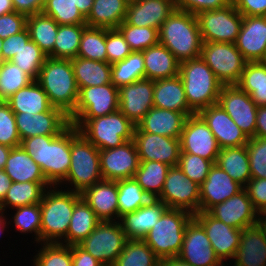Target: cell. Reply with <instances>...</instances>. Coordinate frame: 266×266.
Listing matches in <instances>:
<instances>
[{"mask_svg": "<svg viewBox=\"0 0 266 266\" xmlns=\"http://www.w3.org/2000/svg\"><path fill=\"white\" fill-rule=\"evenodd\" d=\"M21 146L52 186H58L67 177L71 163V124L60 135L25 138Z\"/></svg>", "mask_w": 266, "mask_h": 266, "instance_id": "6da1fadb", "label": "cell"}, {"mask_svg": "<svg viewBox=\"0 0 266 266\" xmlns=\"http://www.w3.org/2000/svg\"><path fill=\"white\" fill-rule=\"evenodd\" d=\"M159 43L179 62L200 57L203 41L196 15L175 9L159 29Z\"/></svg>", "mask_w": 266, "mask_h": 266, "instance_id": "7a4b0ae2", "label": "cell"}, {"mask_svg": "<svg viewBox=\"0 0 266 266\" xmlns=\"http://www.w3.org/2000/svg\"><path fill=\"white\" fill-rule=\"evenodd\" d=\"M51 186L45 191L41 207L40 243H60L67 236L75 203L81 194Z\"/></svg>", "mask_w": 266, "mask_h": 266, "instance_id": "3957f363", "label": "cell"}, {"mask_svg": "<svg viewBox=\"0 0 266 266\" xmlns=\"http://www.w3.org/2000/svg\"><path fill=\"white\" fill-rule=\"evenodd\" d=\"M36 81L53 107L62 109L68 116L75 110L79 88L71 60L47 57Z\"/></svg>", "mask_w": 266, "mask_h": 266, "instance_id": "277c9868", "label": "cell"}, {"mask_svg": "<svg viewBox=\"0 0 266 266\" xmlns=\"http://www.w3.org/2000/svg\"><path fill=\"white\" fill-rule=\"evenodd\" d=\"M70 158L71 163L67 177L58 185L59 187L63 184L64 188L68 184L71 187H68L67 190L82 193L85 189L103 180L100 170L99 149L72 124Z\"/></svg>", "mask_w": 266, "mask_h": 266, "instance_id": "5b68a950", "label": "cell"}, {"mask_svg": "<svg viewBox=\"0 0 266 266\" xmlns=\"http://www.w3.org/2000/svg\"><path fill=\"white\" fill-rule=\"evenodd\" d=\"M69 120L99 150L115 148L133 140L136 127L120 110L96 118Z\"/></svg>", "mask_w": 266, "mask_h": 266, "instance_id": "8992f818", "label": "cell"}, {"mask_svg": "<svg viewBox=\"0 0 266 266\" xmlns=\"http://www.w3.org/2000/svg\"><path fill=\"white\" fill-rule=\"evenodd\" d=\"M179 76L187 104L195 113L218 102L223 84L201 57L180 62Z\"/></svg>", "mask_w": 266, "mask_h": 266, "instance_id": "52a82bcc", "label": "cell"}, {"mask_svg": "<svg viewBox=\"0 0 266 266\" xmlns=\"http://www.w3.org/2000/svg\"><path fill=\"white\" fill-rule=\"evenodd\" d=\"M192 218L189 211L168 208L143 240L160 260L176 257L182 248L186 225Z\"/></svg>", "mask_w": 266, "mask_h": 266, "instance_id": "ba28073f", "label": "cell"}, {"mask_svg": "<svg viewBox=\"0 0 266 266\" xmlns=\"http://www.w3.org/2000/svg\"><path fill=\"white\" fill-rule=\"evenodd\" d=\"M200 57L223 85H236L247 61L233 43L203 42Z\"/></svg>", "mask_w": 266, "mask_h": 266, "instance_id": "9c48e42d", "label": "cell"}, {"mask_svg": "<svg viewBox=\"0 0 266 266\" xmlns=\"http://www.w3.org/2000/svg\"><path fill=\"white\" fill-rule=\"evenodd\" d=\"M203 42L235 44L243 21V15L234 4L196 14Z\"/></svg>", "mask_w": 266, "mask_h": 266, "instance_id": "30bf717a", "label": "cell"}, {"mask_svg": "<svg viewBox=\"0 0 266 266\" xmlns=\"http://www.w3.org/2000/svg\"><path fill=\"white\" fill-rule=\"evenodd\" d=\"M126 241L119 220L100 221L89 236L78 245L104 266H112Z\"/></svg>", "mask_w": 266, "mask_h": 266, "instance_id": "8fae6325", "label": "cell"}, {"mask_svg": "<svg viewBox=\"0 0 266 266\" xmlns=\"http://www.w3.org/2000/svg\"><path fill=\"white\" fill-rule=\"evenodd\" d=\"M199 185L188 178L179 166H171L168 170L162 191L157 198L168 208L183 209L193 215L199 212Z\"/></svg>", "mask_w": 266, "mask_h": 266, "instance_id": "7c38bea8", "label": "cell"}, {"mask_svg": "<svg viewBox=\"0 0 266 266\" xmlns=\"http://www.w3.org/2000/svg\"><path fill=\"white\" fill-rule=\"evenodd\" d=\"M119 110L118 88L112 83L79 88L75 110L69 118H96Z\"/></svg>", "mask_w": 266, "mask_h": 266, "instance_id": "4fadbf2b", "label": "cell"}, {"mask_svg": "<svg viewBox=\"0 0 266 266\" xmlns=\"http://www.w3.org/2000/svg\"><path fill=\"white\" fill-rule=\"evenodd\" d=\"M248 138L255 137L258 106L237 85H223L217 102Z\"/></svg>", "mask_w": 266, "mask_h": 266, "instance_id": "5bb4252c", "label": "cell"}, {"mask_svg": "<svg viewBox=\"0 0 266 266\" xmlns=\"http://www.w3.org/2000/svg\"><path fill=\"white\" fill-rule=\"evenodd\" d=\"M179 139L181 152L195 154L216 164L220 148L198 113L187 116Z\"/></svg>", "mask_w": 266, "mask_h": 266, "instance_id": "9a60e30c", "label": "cell"}, {"mask_svg": "<svg viewBox=\"0 0 266 266\" xmlns=\"http://www.w3.org/2000/svg\"><path fill=\"white\" fill-rule=\"evenodd\" d=\"M100 170L104 180L118 181L134 178L139 167V156L134 140L121 146L99 150Z\"/></svg>", "mask_w": 266, "mask_h": 266, "instance_id": "2e32d148", "label": "cell"}, {"mask_svg": "<svg viewBox=\"0 0 266 266\" xmlns=\"http://www.w3.org/2000/svg\"><path fill=\"white\" fill-rule=\"evenodd\" d=\"M193 218L205 230L219 260L223 264L229 259L232 261L240 244L241 230L216 219L209 212L195 213Z\"/></svg>", "mask_w": 266, "mask_h": 266, "instance_id": "e0dca14e", "label": "cell"}, {"mask_svg": "<svg viewBox=\"0 0 266 266\" xmlns=\"http://www.w3.org/2000/svg\"><path fill=\"white\" fill-rule=\"evenodd\" d=\"M21 141L40 135H60L71 123L69 116L60 108L51 107L38 114L14 113Z\"/></svg>", "mask_w": 266, "mask_h": 266, "instance_id": "ac0fdd59", "label": "cell"}, {"mask_svg": "<svg viewBox=\"0 0 266 266\" xmlns=\"http://www.w3.org/2000/svg\"><path fill=\"white\" fill-rule=\"evenodd\" d=\"M178 257L192 266H228L216 256L203 227L192 218L186 225Z\"/></svg>", "mask_w": 266, "mask_h": 266, "instance_id": "d6986e66", "label": "cell"}, {"mask_svg": "<svg viewBox=\"0 0 266 266\" xmlns=\"http://www.w3.org/2000/svg\"><path fill=\"white\" fill-rule=\"evenodd\" d=\"M139 161H159L177 166L181 154L179 138H170L149 132H134Z\"/></svg>", "mask_w": 266, "mask_h": 266, "instance_id": "ffe728a7", "label": "cell"}, {"mask_svg": "<svg viewBox=\"0 0 266 266\" xmlns=\"http://www.w3.org/2000/svg\"><path fill=\"white\" fill-rule=\"evenodd\" d=\"M154 81L143 78L118 88L119 110L137 125L153 107Z\"/></svg>", "mask_w": 266, "mask_h": 266, "instance_id": "44dd1931", "label": "cell"}, {"mask_svg": "<svg viewBox=\"0 0 266 266\" xmlns=\"http://www.w3.org/2000/svg\"><path fill=\"white\" fill-rule=\"evenodd\" d=\"M208 212L216 219L240 230L256 225L261 219L244 188L226 201L216 204Z\"/></svg>", "mask_w": 266, "mask_h": 266, "instance_id": "7402d4cb", "label": "cell"}, {"mask_svg": "<svg viewBox=\"0 0 266 266\" xmlns=\"http://www.w3.org/2000/svg\"><path fill=\"white\" fill-rule=\"evenodd\" d=\"M198 114L207 123L220 149L247 144L249 138L218 103L201 109Z\"/></svg>", "mask_w": 266, "mask_h": 266, "instance_id": "603a6c76", "label": "cell"}, {"mask_svg": "<svg viewBox=\"0 0 266 266\" xmlns=\"http://www.w3.org/2000/svg\"><path fill=\"white\" fill-rule=\"evenodd\" d=\"M243 188L227 172L222 170L217 164H213L206 180L199 187V212H208L213 206L226 201Z\"/></svg>", "mask_w": 266, "mask_h": 266, "instance_id": "cb8c5ba5", "label": "cell"}, {"mask_svg": "<svg viewBox=\"0 0 266 266\" xmlns=\"http://www.w3.org/2000/svg\"><path fill=\"white\" fill-rule=\"evenodd\" d=\"M235 45L247 62H261L266 54V16H243Z\"/></svg>", "mask_w": 266, "mask_h": 266, "instance_id": "d4e9b609", "label": "cell"}, {"mask_svg": "<svg viewBox=\"0 0 266 266\" xmlns=\"http://www.w3.org/2000/svg\"><path fill=\"white\" fill-rule=\"evenodd\" d=\"M175 9V0H135L127 4L125 22L159 30Z\"/></svg>", "mask_w": 266, "mask_h": 266, "instance_id": "484cf974", "label": "cell"}, {"mask_svg": "<svg viewBox=\"0 0 266 266\" xmlns=\"http://www.w3.org/2000/svg\"><path fill=\"white\" fill-rule=\"evenodd\" d=\"M233 266H266V227L260 221L241 230Z\"/></svg>", "mask_w": 266, "mask_h": 266, "instance_id": "4316f807", "label": "cell"}, {"mask_svg": "<svg viewBox=\"0 0 266 266\" xmlns=\"http://www.w3.org/2000/svg\"><path fill=\"white\" fill-rule=\"evenodd\" d=\"M168 207L158 199H150L134 212L124 214L119 222L127 239L143 240Z\"/></svg>", "mask_w": 266, "mask_h": 266, "instance_id": "83f0119b", "label": "cell"}, {"mask_svg": "<svg viewBox=\"0 0 266 266\" xmlns=\"http://www.w3.org/2000/svg\"><path fill=\"white\" fill-rule=\"evenodd\" d=\"M80 194L100 221L118 220L117 181L103 179Z\"/></svg>", "mask_w": 266, "mask_h": 266, "instance_id": "f1b7e54d", "label": "cell"}, {"mask_svg": "<svg viewBox=\"0 0 266 266\" xmlns=\"http://www.w3.org/2000/svg\"><path fill=\"white\" fill-rule=\"evenodd\" d=\"M187 116L183 112L152 107L136 125L134 132H149L180 138Z\"/></svg>", "mask_w": 266, "mask_h": 266, "instance_id": "f546056e", "label": "cell"}, {"mask_svg": "<svg viewBox=\"0 0 266 266\" xmlns=\"http://www.w3.org/2000/svg\"><path fill=\"white\" fill-rule=\"evenodd\" d=\"M153 106L183 112L186 116L195 114L187 104L184 85L179 75L154 81Z\"/></svg>", "mask_w": 266, "mask_h": 266, "instance_id": "4dcf8cb0", "label": "cell"}, {"mask_svg": "<svg viewBox=\"0 0 266 266\" xmlns=\"http://www.w3.org/2000/svg\"><path fill=\"white\" fill-rule=\"evenodd\" d=\"M143 52L145 78L150 80L174 78L179 75L180 62L161 43L150 46Z\"/></svg>", "mask_w": 266, "mask_h": 266, "instance_id": "1f68e13d", "label": "cell"}, {"mask_svg": "<svg viewBox=\"0 0 266 266\" xmlns=\"http://www.w3.org/2000/svg\"><path fill=\"white\" fill-rule=\"evenodd\" d=\"M3 170L12 182H48L40 166L21 145L11 149Z\"/></svg>", "mask_w": 266, "mask_h": 266, "instance_id": "d6a6232c", "label": "cell"}, {"mask_svg": "<svg viewBox=\"0 0 266 266\" xmlns=\"http://www.w3.org/2000/svg\"><path fill=\"white\" fill-rule=\"evenodd\" d=\"M127 4L125 0H94L86 18L87 26L117 29L125 21Z\"/></svg>", "mask_w": 266, "mask_h": 266, "instance_id": "836d02e7", "label": "cell"}, {"mask_svg": "<svg viewBox=\"0 0 266 266\" xmlns=\"http://www.w3.org/2000/svg\"><path fill=\"white\" fill-rule=\"evenodd\" d=\"M5 102L14 113L24 112L35 115L46 112L52 107L47 94L36 80L18 90Z\"/></svg>", "mask_w": 266, "mask_h": 266, "instance_id": "e575fe53", "label": "cell"}, {"mask_svg": "<svg viewBox=\"0 0 266 266\" xmlns=\"http://www.w3.org/2000/svg\"><path fill=\"white\" fill-rule=\"evenodd\" d=\"M99 222L95 212L81 197L75 203L67 236L60 243L69 246L80 244Z\"/></svg>", "mask_w": 266, "mask_h": 266, "instance_id": "d590c367", "label": "cell"}, {"mask_svg": "<svg viewBox=\"0 0 266 266\" xmlns=\"http://www.w3.org/2000/svg\"><path fill=\"white\" fill-rule=\"evenodd\" d=\"M216 164L243 187L252 178L246 145L220 149Z\"/></svg>", "mask_w": 266, "mask_h": 266, "instance_id": "8d00e7d4", "label": "cell"}, {"mask_svg": "<svg viewBox=\"0 0 266 266\" xmlns=\"http://www.w3.org/2000/svg\"><path fill=\"white\" fill-rule=\"evenodd\" d=\"M49 182H12L4 200L0 203V211L7 212L17 207L38 204L42 201ZM10 206V207H9Z\"/></svg>", "mask_w": 266, "mask_h": 266, "instance_id": "74e56055", "label": "cell"}, {"mask_svg": "<svg viewBox=\"0 0 266 266\" xmlns=\"http://www.w3.org/2000/svg\"><path fill=\"white\" fill-rule=\"evenodd\" d=\"M78 88L111 83V64L76 57L71 60Z\"/></svg>", "mask_w": 266, "mask_h": 266, "instance_id": "f35d334b", "label": "cell"}, {"mask_svg": "<svg viewBox=\"0 0 266 266\" xmlns=\"http://www.w3.org/2000/svg\"><path fill=\"white\" fill-rule=\"evenodd\" d=\"M250 95L255 104L266 106V65L262 62H247L236 84Z\"/></svg>", "mask_w": 266, "mask_h": 266, "instance_id": "ab89813d", "label": "cell"}, {"mask_svg": "<svg viewBox=\"0 0 266 266\" xmlns=\"http://www.w3.org/2000/svg\"><path fill=\"white\" fill-rule=\"evenodd\" d=\"M170 167L159 161H140L134 179L151 198L157 199Z\"/></svg>", "mask_w": 266, "mask_h": 266, "instance_id": "60d3db41", "label": "cell"}, {"mask_svg": "<svg viewBox=\"0 0 266 266\" xmlns=\"http://www.w3.org/2000/svg\"><path fill=\"white\" fill-rule=\"evenodd\" d=\"M59 24L43 13L27 17V29L30 39L47 55L53 50Z\"/></svg>", "mask_w": 266, "mask_h": 266, "instance_id": "b9f144b4", "label": "cell"}, {"mask_svg": "<svg viewBox=\"0 0 266 266\" xmlns=\"http://www.w3.org/2000/svg\"><path fill=\"white\" fill-rule=\"evenodd\" d=\"M86 27L87 24L59 25L54 48L47 56L64 60L76 58Z\"/></svg>", "mask_w": 266, "mask_h": 266, "instance_id": "7bdbcfd3", "label": "cell"}, {"mask_svg": "<svg viewBox=\"0 0 266 266\" xmlns=\"http://www.w3.org/2000/svg\"><path fill=\"white\" fill-rule=\"evenodd\" d=\"M145 78L143 52L132 51L124 60L111 65V83L119 88Z\"/></svg>", "mask_w": 266, "mask_h": 266, "instance_id": "ee69618b", "label": "cell"}, {"mask_svg": "<svg viewBox=\"0 0 266 266\" xmlns=\"http://www.w3.org/2000/svg\"><path fill=\"white\" fill-rule=\"evenodd\" d=\"M160 259L141 239H127L121 254L112 266H159Z\"/></svg>", "mask_w": 266, "mask_h": 266, "instance_id": "f6af8a7d", "label": "cell"}, {"mask_svg": "<svg viewBox=\"0 0 266 266\" xmlns=\"http://www.w3.org/2000/svg\"><path fill=\"white\" fill-rule=\"evenodd\" d=\"M117 188L118 220L124 214L136 211L152 199L134 178L118 180Z\"/></svg>", "mask_w": 266, "mask_h": 266, "instance_id": "bcb514c9", "label": "cell"}, {"mask_svg": "<svg viewBox=\"0 0 266 266\" xmlns=\"http://www.w3.org/2000/svg\"><path fill=\"white\" fill-rule=\"evenodd\" d=\"M77 57L107 62L105 28L87 26L83 30Z\"/></svg>", "mask_w": 266, "mask_h": 266, "instance_id": "7dc6e473", "label": "cell"}, {"mask_svg": "<svg viewBox=\"0 0 266 266\" xmlns=\"http://www.w3.org/2000/svg\"><path fill=\"white\" fill-rule=\"evenodd\" d=\"M47 57V54L30 39L16 52L10 61L18 65L33 80H37L42 65L45 63Z\"/></svg>", "mask_w": 266, "mask_h": 266, "instance_id": "c3c4849f", "label": "cell"}, {"mask_svg": "<svg viewBox=\"0 0 266 266\" xmlns=\"http://www.w3.org/2000/svg\"><path fill=\"white\" fill-rule=\"evenodd\" d=\"M34 81L18 65L3 61L0 70V96L6 101L21 88Z\"/></svg>", "mask_w": 266, "mask_h": 266, "instance_id": "681fc988", "label": "cell"}, {"mask_svg": "<svg viewBox=\"0 0 266 266\" xmlns=\"http://www.w3.org/2000/svg\"><path fill=\"white\" fill-rule=\"evenodd\" d=\"M42 13L52 17L59 25L86 24L74 0H47Z\"/></svg>", "mask_w": 266, "mask_h": 266, "instance_id": "f907efd6", "label": "cell"}, {"mask_svg": "<svg viewBox=\"0 0 266 266\" xmlns=\"http://www.w3.org/2000/svg\"><path fill=\"white\" fill-rule=\"evenodd\" d=\"M16 211L12 217L11 222L15 226V232L19 231L21 234L34 233L35 240L33 243L40 244V229H41V207L40 203L26 205L14 208ZM36 241V242H35Z\"/></svg>", "mask_w": 266, "mask_h": 266, "instance_id": "816d5d0a", "label": "cell"}, {"mask_svg": "<svg viewBox=\"0 0 266 266\" xmlns=\"http://www.w3.org/2000/svg\"><path fill=\"white\" fill-rule=\"evenodd\" d=\"M33 256L34 266H72V248L61 243H40Z\"/></svg>", "mask_w": 266, "mask_h": 266, "instance_id": "f5cc1de1", "label": "cell"}, {"mask_svg": "<svg viewBox=\"0 0 266 266\" xmlns=\"http://www.w3.org/2000/svg\"><path fill=\"white\" fill-rule=\"evenodd\" d=\"M117 29L124 36L132 51L142 52L159 43V30L151 27H137L123 21Z\"/></svg>", "mask_w": 266, "mask_h": 266, "instance_id": "db71d44e", "label": "cell"}, {"mask_svg": "<svg viewBox=\"0 0 266 266\" xmlns=\"http://www.w3.org/2000/svg\"><path fill=\"white\" fill-rule=\"evenodd\" d=\"M213 162L200 156L181 152L178 166L183 173L199 186L206 180Z\"/></svg>", "mask_w": 266, "mask_h": 266, "instance_id": "11a10c76", "label": "cell"}, {"mask_svg": "<svg viewBox=\"0 0 266 266\" xmlns=\"http://www.w3.org/2000/svg\"><path fill=\"white\" fill-rule=\"evenodd\" d=\"M246 148L249 154V166L252 178L266 179V139L249 138Z\"/></svg>", "mask_w": 266, "mask_h": 266, "instance_id": "9f6ffc18", "label": "cell"}, {"mask_svg": "<svg viewBox=\"0 0 266 266\" xmlns=\"http://www.w3.org/2000/svg\"><path fill=\"white\" fill-rule=\"evenodd\" d=\"M0 144L11 148L21 145L14 112L6 102L0 106Z\"/></svg>", "mask_w": 266, "mask_h": 266, "instance_id": "6f0895ef", "label": "cell"}, {"mask_svg": "<svg viewBox=\"0 0 266 266\" xmlns=\"http://www.w3.org/2000/svg\"><path fill=\"white\" fill-rule=\"evenodd\" d=\"M105 44L107 51V63L114 64L124 60L132 50L118 29L105 28Z\"/></svg>", "mask_w": 266, "mask_h": 266, "instance_id": "680465c9", "label": "cell"}, {"mask_svg": "<svg viewBox=\"0 0 266 266\" xmlns=\"http://www.w3.org/2000/svg\"><path fill=\"white\" fill-rule=\"evenodd\" d=\"M249 199L259 215L266 213V179L251 178L244 186Z\"/></svg>", "mask_w": 266, "mask_h": 266, "instance_id": "91938a15", "label": "cell"}, {"mask_svg": "<svg viewBox=\"0 0 266 266\" xmlns=\"http://www.w3.org/2000/svg\"><path fill=\"white\" fill-rule=\"evenodd\" d=\"M231 3L232 0H175L176 9L190 12L193 15L203 11L224 8Z\"/></svg>", "mask_w": 266, "mask_h": 266, "instance_id": "94428289", "label": "cell"}, {"mask_svg": "<svg viewBox=\"0 0 266 266\" xmlns=\"http://www.w3.org/2000/svg\"><path fill=\"white\" fill-rule=\"evenodd\" d=\"M27 27V16L12 12L0 16V38L5 39Z\"/></svg>", "mask_w": 266, "mask_h": 266, "instance_id": "6125c7cd", "label": "cell"}, {"mask_svg": "<svg viewBox=\"0 0 266 266\" xmlns=\"http://www.w3.org/2000/svg\"><path fill=\"white\" fill-rule=\"evenodd\" d=\"M29 40L30 33L27 27L23 31L3 39L1 50L2 61H10L16 52H18Z\"/></svg>", "mask_w": 266, "mask_h": 266, "instance_id": "be15d7a7", "label": "cell"}, {"mask_svg": "<svg viewBox=\"0 0 266 266\" xmlns=\"http://www.w3.org/2000/svg\"><path fill=\"white\" fill-rule=\"evenodd\" d=\"M243 16H266V0H232Z\"/></svg>", "mask_w": 266, "mask_h": 266, "instance_id": "e7e4bbea", "label": "cell"}, {"mask_svg": "<svg viewBox=\"0 0 266 266\" xmlns=\"http://www.w3.org/2000/svg\"><path fill=\"white\" fill-rule=\"evenodd\" d=\"M14 11L23 15L31 16L33 14L42 13L43 0H12Z\"/></svg>", "mask_w": 266, "mask_h": 266, "instance_id": "03108f58", "label": "cell"}, {"mask_svg": "<svg viewBox=\"0 0 266 266\" xmlns=\"http://www.w3.org/2000/svg\"><path fill=\"white\" fill-rule=\"evenodd\" d=\"M72 266H104L79 245H71Z\"/></svg>", "mask_w": 266, "mask_h": 266, "instance_id": "003e7915", "label": "cell"}, {"mask_svg": "<svg viewBox=\"0 0 266 266\" xmlns=\"http://www.w3.org/2000/svg\"><path fill=\"white\" fill-rule=\"evenodd\" d=\"M255 137L266 139V106L257 108Z\"/></svg>", "mask_w": 266, "mask_h": 266, "instance_id": "a7ac6f4b", "label": "cell"}, {"mask_svg": "<svg viewBox=\"0 0 266 266\" xmlns=\"http://www.w3.org/2000/svg\"><path fill=\"white\" fill-rule=\"evenodd\" d=\"M12 181L6 172L0 170V203L4 200L8 189L11 187Z\"/></svg>", "mask_w": 266, "mask_h": 266, "instance_id": "89a4df30", "label": "cell"}, {"mask_svg": "<svg viewBox=\"0 0 266 266\" xmlns=\"http://www.w3.org/2000/svg\"><path fill=\"white\" fill-rule=\"evenodd\" d=\"M74 3L77 6V8L79 9L80 13L85 18H87L91 9H92L94 0H74Z\"/></svg>", "mask_w": 266, "mask_h": 266, "instance_id": "2644e50d", "label": "cell"}, {"mask_svg": "<svg viewBox=\"0 0 266 266\" xmlns=\"http://www.w3.org/2000/svg\"><path fill=\"white\" fill-rule=\"evenodd\" d=\"M159 266H192L178 256L160 260Z\"/></svg>", "mask_w": 266, "mask_h": 266, "instance_id": "8c879c8a", "label": "cell"}, {"mask_svg": "<svg viewBox=\"0 0 266 266\" xmlns=\"http://www.w3.org/2000/svg\"><path fill=\"white\" fill-rule=\"evenodd\" d=\"M14 12L12 0H0V16Z\"/></svg>", "mask_w": 266, "mask_h": 266, "instance_id": "753ad0ef", "label": "cell"}, {"mask_svg": "<svg viewBox=\"0 0 266 266\" xmlns=\"http://www.w3.org/2000/svg\"><path fill=\"white\" fill-rule=\"evenodd\" d=\"M11 147L0 144V170L4 169Z\"/></svg>", "mask_w": 266, "mask_h": 266, "instance_id": "34e18365", "label": "cell"}, {"mask_svg": "<svg viewBox=\"0 0 266 266\" xmlns=\"http://www.w3.org/2000/svg\"><path fill=\"white\" fill-rule=\"evenodd\" d=\"M5 213L6 212L0 211V235L4 232V230H6V228H8L7 226L11 223L10 221H8V220H11V218L8 219L7 213H6V215H5Z\"/></svg>", "mask_w": 266, "mask_h": 266, "instance_id": "11e5206c", "label": "cell"}, {"mask_svg": "<svg viewBox=\"0 0 266 266\" xmlns=\"http://www.w3.org/2000/svg\"><path fill=\"white\" fill-rule=\"evenodd\" d=\"M263 216V217H262ZM260 221L262 222V224L266 227V213L261 215V219Z\"/></svg>", "mask_w": 266, "mask_h": 266, "instance_id": "2a66077c", "label": "cell"}, {"mask_svg": "<svg viewBox=\"0 0 266 266\" xmlns=\"http://www.w3.org/2000/svg\"><path fill=\"white\" fill-rule=\"evenodd\" d=\"M2 45H3V39L0 38V60H2V53H1Z\"/></svg>", "mask_w": 266, "mask_h": 266, "instance_id": "b9fcfbb0", "label": "cell"}, {"mask_svg": "<svg viewBox=\"0 0 266 266\" xmlns=\"http://www.w3.org/2000/svg\"><path fill=\"white\" fill-rule=\"evenodd\" d=\"M261 62L266 65V54H265V56H264V58L262 59Z\"/></svg>", "mask_w": 266, "mask_h": 266, "instance_id": "09005b40", "label": "cell"}, {"mask_svg": "<svg viewBox=\"0 0 266 266\" xmlns=\"http://www.w3.org/2000/svg\"><path fill=\"white\" fill-rule=\"evenodd\" d=\"M5 102V100L0 96V106Z\"/></svg>", "mask_w": 266, "mask_h": 266, "instance_id": "979ff035", "label": "cell"}, {"mask_svg": "<svg viewBox=\"0 0 266 266\" xmlns=\"http://www.w3.org/2000/svg\"><path fill=\"white\" fill-rule=\"evenodd\" d=\"M125 1H127L128 3H130V2H133V1H135V0H125Z\"/></svg>", "mask_w": 266, "mask_h": 266, "instance_id": "deb4b68c", "label": "cell"}, {"mask_svg": "<svg viewBox=\"0 0 266 266\" xmlns=\"http://www.w3.org/2000/svg\"><path fill=\"white\" fill-rule=\"evenodd\" d=\"M2 62H3V61H2V60H0V70H1V67H2Z\"/></svg>", "mask_w": 266, "mask_h": 266, "instance_id": "67dfc351", "label": "cell"}]
</instances>
